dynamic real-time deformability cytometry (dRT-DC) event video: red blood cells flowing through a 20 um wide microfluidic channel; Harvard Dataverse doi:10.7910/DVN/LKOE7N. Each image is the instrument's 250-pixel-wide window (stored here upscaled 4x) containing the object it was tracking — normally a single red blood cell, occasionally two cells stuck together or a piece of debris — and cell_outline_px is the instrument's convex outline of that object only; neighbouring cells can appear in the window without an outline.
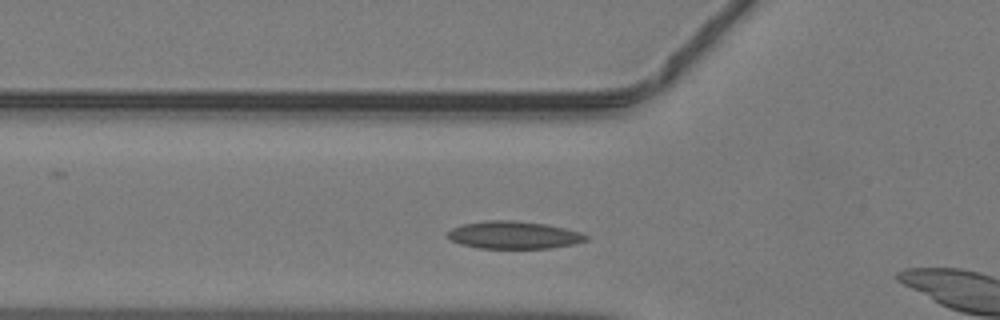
{"species": "common noctule bat (a hibernating species)", "species_latin": "Nyctalus noctula", "temperature_condition": "warm", "stored_images_in_passage": 7, "camera_frame_rate_fps": 3000, "um_per_image_px": 0.085, "animal": {"sex": "male", "body_mass_g": 19.2, "forearm_length_mm": 51.8}, "frame": {"image": 1, "passage_image": 5, "time_ms": 1.333, "image_size_px": [1000, 320], "cell_outline_px": [[588, 240], [572, 244], [552, 248], [476, 248], [460, 244], [444, 236], [452, 228], [464, 224], [488, 220], [512, 220], [544, 224], [564, 228], [580, 232], [588, 236]], "centroid_in_image_um": [43.64, 19.98], "position_along_channel_um": 82.2, "area_um2": 22.14}}